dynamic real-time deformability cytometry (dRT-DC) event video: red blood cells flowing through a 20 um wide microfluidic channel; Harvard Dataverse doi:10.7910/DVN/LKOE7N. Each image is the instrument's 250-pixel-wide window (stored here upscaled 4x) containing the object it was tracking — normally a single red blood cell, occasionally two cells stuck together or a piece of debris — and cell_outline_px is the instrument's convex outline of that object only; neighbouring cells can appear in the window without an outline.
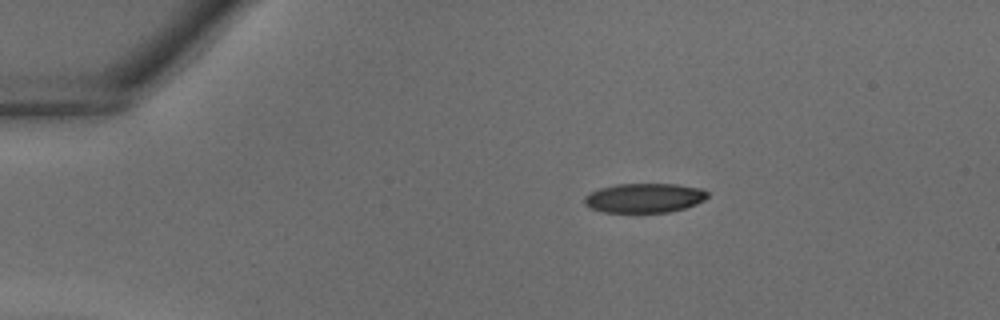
{"species": "common noctule bat (a hibernating species)", "species_latin": "Nyctalus noctula", "temperature_condition": "warm", "stored_images_in_passage": 32, "camera_frame_rate_fps": 3000, "um_per_image_px": 0.085, "animal": {"sex": "male", "body_mass_g": 18.8}, "frame": {"image": 1, "passage_image": 1, "time_ms": 0.0, "image_size_px": [1000, 320], "cell_outline_px": [[708, 196], [704, 200], [696, 204], [684, 208], [668, 212], [604, 212], [588, 208], [584, 204], [584, 196], [600, 188], [616, 184], [676, 184], [700, 188], [708, 192]], "centroid_in_image_um": [54.75, 16.82], "position_along_channel_um": 30.2, "area_um2": 21.1}}
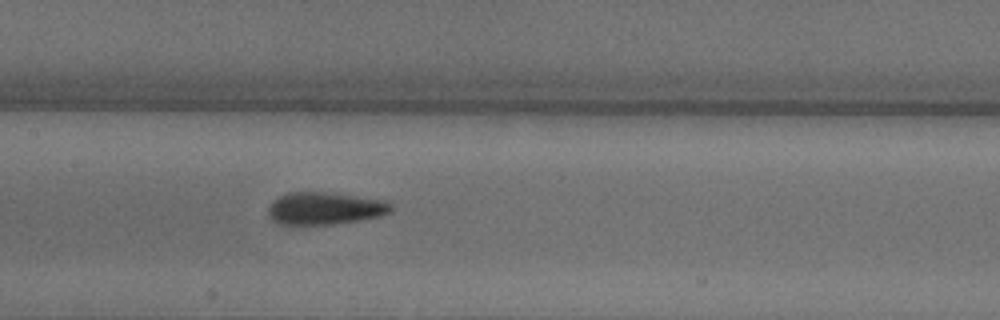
{"frame": {"image": 2, "passage_image": 13, "time_ms": 4.0, "image_size_px": [1000, 320], "cell_outline_px": [[396, 208], [392, 212], [384, 216], [360, 220], [332, 224], [280, 224], [272, 220], [268, 216], [268, 208], [280, 196], [288, 192], [332, 192], [392, 200]], "centroid_in_image_um": [27.77, 17.69], "position_along_channel_um": 179.6, "area_um2": 23.81}}
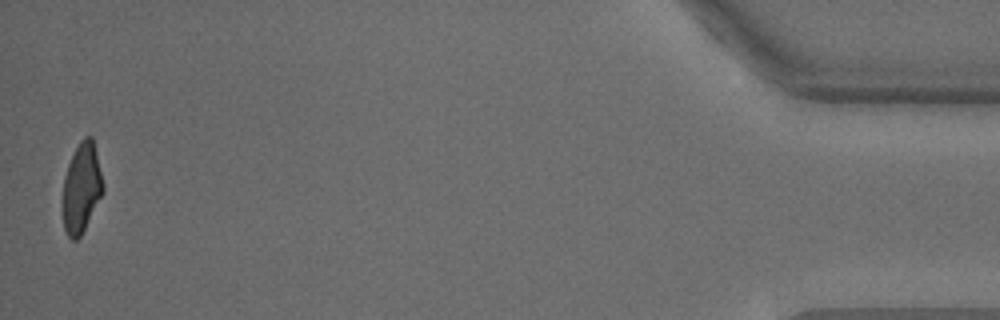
{"frame": {"image": 3, "passage_image": 32, "time_ms": 10.333, "image_size_px": [1000, 320], "cell_outline_px": [[104, 192], [80, 236], [76, 240], [72, 240], [68, 236], [64, 228], [64, 180], [68, 164], [80, 140], [84, 136], [92, 136], [96, 152], [104, 188]], "centroid_in_image_um": [6.95, 15.96], "position_along_channel_um": 428.3, "area_um2": 20.52}}